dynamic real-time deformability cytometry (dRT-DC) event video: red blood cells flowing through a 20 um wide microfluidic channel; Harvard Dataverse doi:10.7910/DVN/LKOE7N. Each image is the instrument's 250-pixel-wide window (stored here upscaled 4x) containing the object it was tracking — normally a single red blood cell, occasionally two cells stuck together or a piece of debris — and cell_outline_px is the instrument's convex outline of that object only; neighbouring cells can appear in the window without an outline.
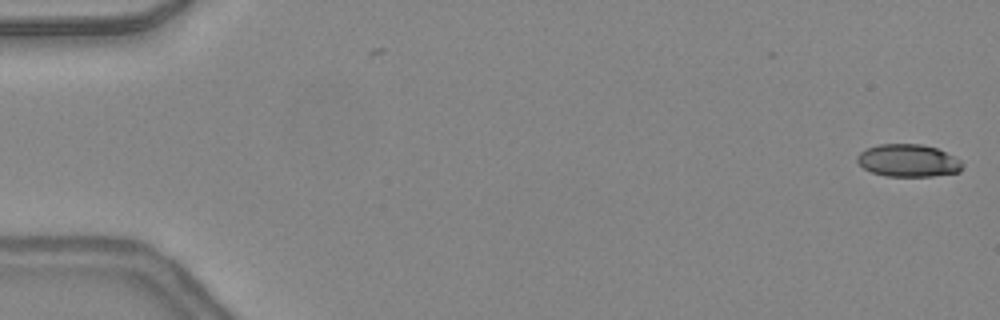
{"species": "common noctule bat (a hibernating species)", "species_latin": "Nyctalus noctula", "temperature_condition": "warm", "stored_images_in_passage": 3, "camera_frame_rate_fps": 3000, "um_per_image_px": 0.085, "animal": {"sex": "female", "body_mass_g": 24.6, "forearm_length_mm": 56.2}, "frame": {"image": 1, "passage_image": 3, "time_ms": 0.667, "image_size_px": [1000, 320], "cell_outline_px": [[964, 164], [960, 172], [932, 176], [884, 176], [872, 172], [864, 168], [856, 160], [856, 156], [860, 152], [868, 148], [880, 144], [920, 144], [936, 148], [960, 160]], "centroid_in_image_um": [77.19, 13.65], "position_along_channel_um": 7.8, "area_um2": 19.83}}